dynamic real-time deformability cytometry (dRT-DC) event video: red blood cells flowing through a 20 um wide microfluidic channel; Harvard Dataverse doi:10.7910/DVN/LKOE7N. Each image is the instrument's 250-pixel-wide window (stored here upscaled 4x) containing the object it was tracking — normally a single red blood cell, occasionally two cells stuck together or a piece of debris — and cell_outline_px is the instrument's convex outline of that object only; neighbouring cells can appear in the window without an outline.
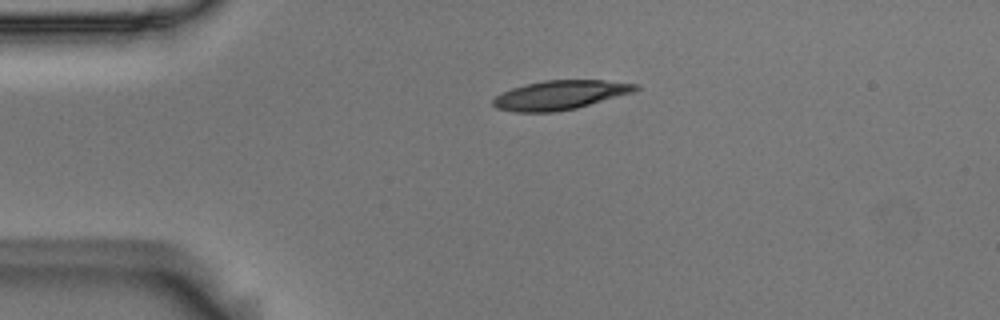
{"species": "Egyptian fruit bat (a non-hibernating species)", "species_latin": "Rousettus aegyptiacus", "temperature_condition": "room temperature", "stored_images_in_passage": 2, "camera_frame_rate_fps": 3000, "um_per_image_px": 0.085, "animal": {"sex": "male"}, "frame": {"image": 1, "passage_image": 1, "time_ms": 0.0, "image_size_px": [1000, 320], "cell_outline_px": [[640, 88], [632, 92], [576, 108], [556, 112], [516, 112], [496, 108], [492, 104], [492, 100], [496, 96], [512, 88], [544, 80], [604, 80], [640, 84]], "centroid_in_image_um": [47.61, 8.07], "position_along_channel_um": 37.4, "area_um2": 23.99}}